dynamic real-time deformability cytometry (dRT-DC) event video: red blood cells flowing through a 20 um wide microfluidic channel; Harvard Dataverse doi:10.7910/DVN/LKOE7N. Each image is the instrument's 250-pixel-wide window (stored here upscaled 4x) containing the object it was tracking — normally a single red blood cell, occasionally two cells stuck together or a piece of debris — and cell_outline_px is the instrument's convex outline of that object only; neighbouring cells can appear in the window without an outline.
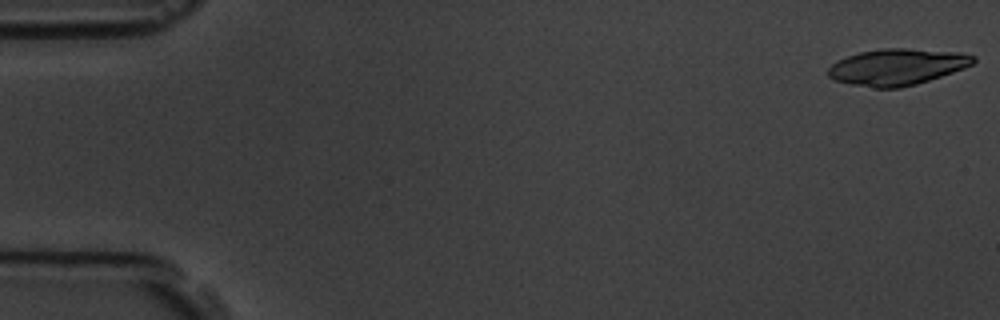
{"species": "common noctule bat (a hibernating species)", "species_latin": "Nyctalus noctula", "temperature_condition": "room temperature", "stored_images_in_passage": 5, "camera_frame_rate_fps": 3000, "um_per_image_px": 0.085, "animal": {"sex": "male", "body_mass_g": 19.5, "forearm_length_mm": 54.6}, "frame": {"image": 1, "passage_image": 1, "time_ms": 0.0, "image_size_px": [1000, 320], "cell_outline_px": [[976, 60], [972, 64], [964, 68], [916, 84], [900, 88], [876, 88], [852, 84], [836, 80], [828, 76], [828, 68], [836, 60], [860, 52], [884, 48], [908, 48], [956, 52], [976, 56]], "centroid_in_image_um": [76.24, 5.68], "position_along_channel_um": 8.8, "area_um2": 30.52}}